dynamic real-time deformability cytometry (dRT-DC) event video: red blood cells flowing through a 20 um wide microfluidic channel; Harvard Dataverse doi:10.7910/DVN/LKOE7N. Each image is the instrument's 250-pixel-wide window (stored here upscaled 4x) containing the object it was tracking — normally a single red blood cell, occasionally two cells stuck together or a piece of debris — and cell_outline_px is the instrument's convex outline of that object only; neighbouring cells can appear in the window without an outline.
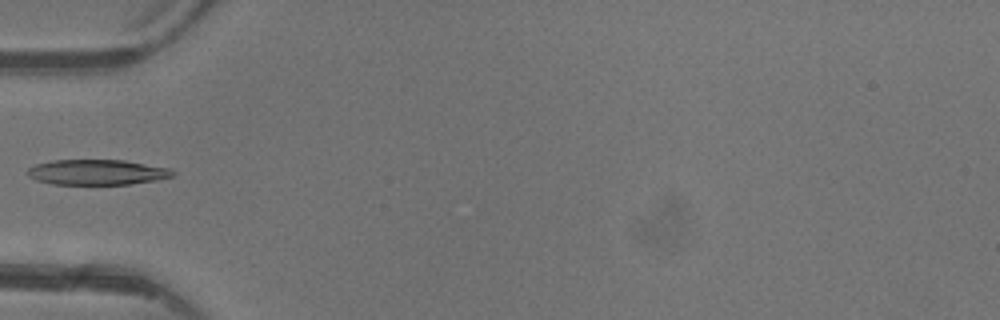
{"species": "common noctule bat (a hibernating species)", "species_latin": "Nyctalus noctula", "temperature_condition": "warm", "stored_images_in_passage": 2, "camera_frame_rate_fps": 3000, "um_per_image_px": 0.085, "animal": {"sex": "female"}, "frame": {"image": 1, "passage_image": 2, "time_ms": 1.333, "image_size_px": [1000, 320], "cell_outline_px": [[176, 172], [172, 176], [156, 180], [128, 184], [52, 184], [36, 180], [28, 176], [28, 168], [36, 164], [52, 160], [124, 160], [168, 168]], "centroid_in_image_um": [8.22, 14.63], "position_along_channel_um": 76.8, "area_um2": 21.27}}